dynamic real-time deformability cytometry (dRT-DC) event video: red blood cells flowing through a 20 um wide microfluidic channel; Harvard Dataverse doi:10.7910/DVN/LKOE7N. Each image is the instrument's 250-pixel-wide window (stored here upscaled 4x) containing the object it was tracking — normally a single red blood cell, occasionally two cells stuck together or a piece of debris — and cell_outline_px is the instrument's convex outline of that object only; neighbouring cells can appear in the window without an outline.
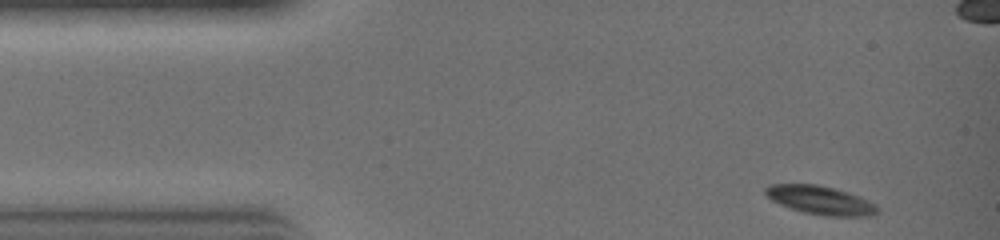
{"species": "common noctule bat (a hibernating species)", "species_latin": "Nyctalus noctula", "temperature_condition": "warm", "stored_images_in_passage": 27, "camera_frame_rate_fps": 3000, "um_per_image_px": 0.085, "animal": {"sex": "female", "body_mass_g": 19.0, "forearm_length_mm": 51.5}, "frame": {"image": 1, "passage_image": 1, "time_ms": 0.0, "image_size_px": [1000, 240], "cell_outline_px": [[880, 212], [872, 216], [824, 216], [804, 212], [780, 204], [772, 200], [764, 192], [764, 188], [768, 184], [816, 184], [848, 192], [860, 196], [876, 204], [880, 208]], "centroid_in_image_um": [69.78, 17.02], "position_along_channel_um": 15.2, "area_um2": 18.73}}
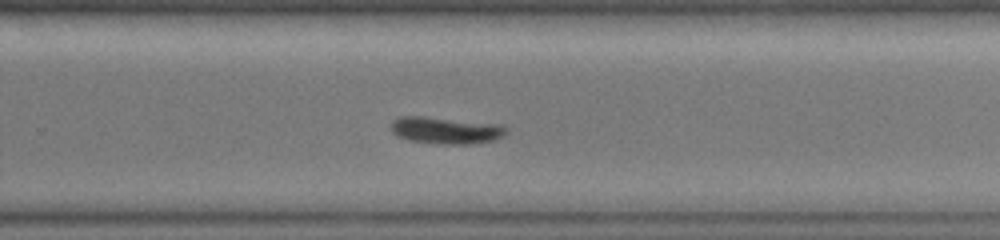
{"frame": {"image": 2, "passage_image": 18, "time_ms": 5.667, "image_size_px": [1000, 240], "cell_outline_px": [[508, 132], [504, 136], [496, 140], [468, 144], [448, 144], [412, 140], [400, 136], [392, 132], [392, 124], [400, 116], [424, 116], [504, 124], [508, 128]], "centroid_in_image_um": [38.03, 11.06], "position_along_channel_um": 291.8, "area_um2": 17.98}}
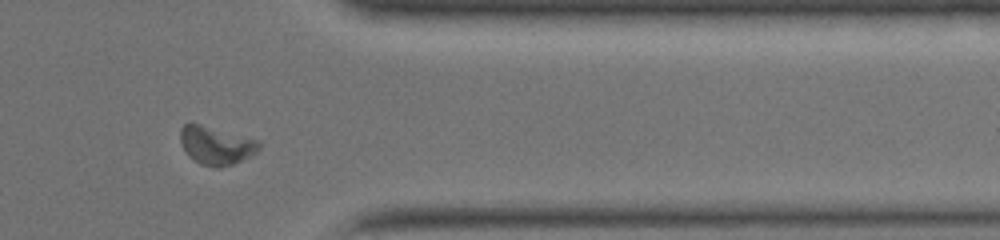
{"frame": {"image": 3, "passage_image": 23, "time_ms": 7.333, "image_size_px": [1000, 240], "cell_outline_px": [[260, 148], [256, 152], [232, 164], [200, 164], [184, 148], [180, 140], [180, 128], [184, 124], [200, 124], [260, 140]], "centroid_in_image_um": [18.39, 12.3], "position_along_channel_um": 393.0, "area_um2": 16.65}}